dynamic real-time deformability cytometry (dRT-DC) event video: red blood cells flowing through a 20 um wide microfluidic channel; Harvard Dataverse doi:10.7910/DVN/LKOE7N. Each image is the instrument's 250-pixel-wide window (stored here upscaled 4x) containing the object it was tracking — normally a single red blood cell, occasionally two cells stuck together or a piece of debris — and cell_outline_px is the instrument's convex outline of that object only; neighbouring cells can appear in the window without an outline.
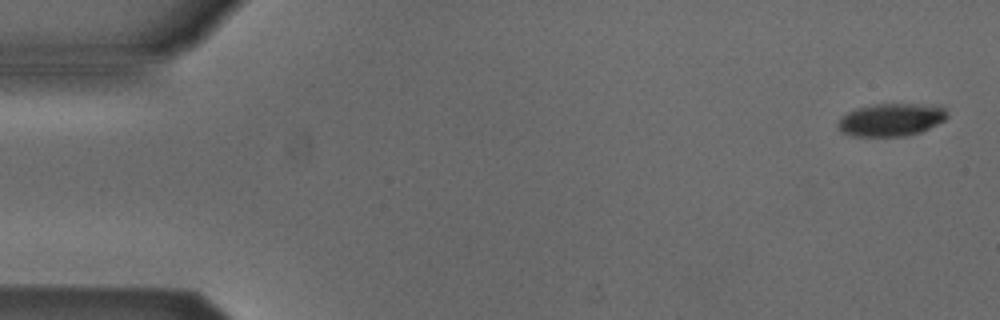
{"species": "Egyptian fruit bat (a non-hibernating species)", "species_latin": "Rousettus aegyptiacus", "temperature_condition": "cold", "stored_images_in_passage": 5, "camera_frame_rate_fps": 3000, "um_per_image_px": 0.085, "animal": {"sex": "male"}, "frame": {"image": 1, "passage_image": 1, "time_ms": 0.0, "image_size_px": [1000, 320], "cell_outline_px": [[948, 116], [944, 120], [920, 132], [908, 136], [852, 136], [844, 132], [836, 124], [840, 116], [856, 108], [876, 104], [940, 104], [948, 112]], "centroid_in_image_um": [75.77, 10.16], "position_along_channel_um": 9.2, "area_um2": 20.98}}